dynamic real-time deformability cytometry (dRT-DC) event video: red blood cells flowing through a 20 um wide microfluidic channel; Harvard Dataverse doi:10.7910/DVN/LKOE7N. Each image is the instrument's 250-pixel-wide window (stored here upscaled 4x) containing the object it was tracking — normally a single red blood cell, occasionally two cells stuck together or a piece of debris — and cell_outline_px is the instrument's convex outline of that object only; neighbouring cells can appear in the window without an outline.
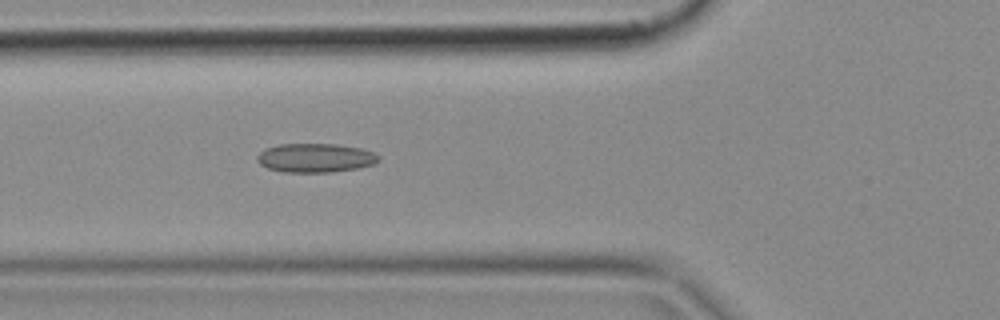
{"species": "common noctule bat (a hibernating species)", "species_latin": "Nyctalus noctula", "temperature_condition": "cold", "stored_images_in_passage": 11, "camera_frame_rate_fps": 3000, "um_per_image_px": 0.085, "animal": {"sex": "female", "body_mass_g": 18.4}, "frame": {"image": 1, "passage_image": 7, "time_ms": 2.0, "image_size_px": [1000, 320], "cell_outline_px": [[380, 160], [372, 164], [356, 168], [328, 172], [284, 172], [268, 168], [260, 164], [256, 160], [256, 156], [260, 152], [268, 148], [280, 144], [336, 144], [360, 148], [372, 152], [380, 156]], "centroid_in_image_um": [26.79, 13.42], "position_along_channel_um": 99.0, "area_um2": 20.29}}